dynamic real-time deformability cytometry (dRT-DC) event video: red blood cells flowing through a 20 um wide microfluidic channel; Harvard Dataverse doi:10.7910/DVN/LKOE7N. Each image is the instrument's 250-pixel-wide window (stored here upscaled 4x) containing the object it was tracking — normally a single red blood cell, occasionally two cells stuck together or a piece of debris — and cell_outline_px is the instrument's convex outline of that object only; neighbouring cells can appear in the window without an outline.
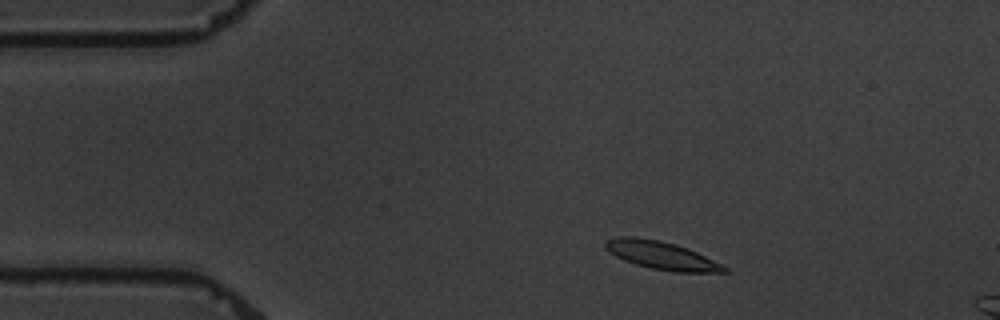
{"species": "common noctule bat (a hibernating species)", "species_latin": "Nyctalus noctula", "temperature_condition": "warm", "stored_images_in_passage": 4, "camera_frame_rate_fps": 3000, "um_per_image_px": 0.085, "animal": {"sex": "male", "body_mass_g": 19.5, "forearm_length_mm": 54.6}, "frame": {"image": 1, "passage_image": 2, "time_ms": 1.333, "image_size_px": [1000, 320], "cell_outline_px": [[728, 272], [672, 272], [652, 268], [636, 264], [624, 260], [616, 256], [604, 248], [604, 240], [616, 236], [636, 236], [676, 244], [688, 248], [724, 264], [728, 268]], "centroid_in_image_um": [56.23, 21.7], "position_along_channel_um": 28.8, "area_um2": 19.59}}